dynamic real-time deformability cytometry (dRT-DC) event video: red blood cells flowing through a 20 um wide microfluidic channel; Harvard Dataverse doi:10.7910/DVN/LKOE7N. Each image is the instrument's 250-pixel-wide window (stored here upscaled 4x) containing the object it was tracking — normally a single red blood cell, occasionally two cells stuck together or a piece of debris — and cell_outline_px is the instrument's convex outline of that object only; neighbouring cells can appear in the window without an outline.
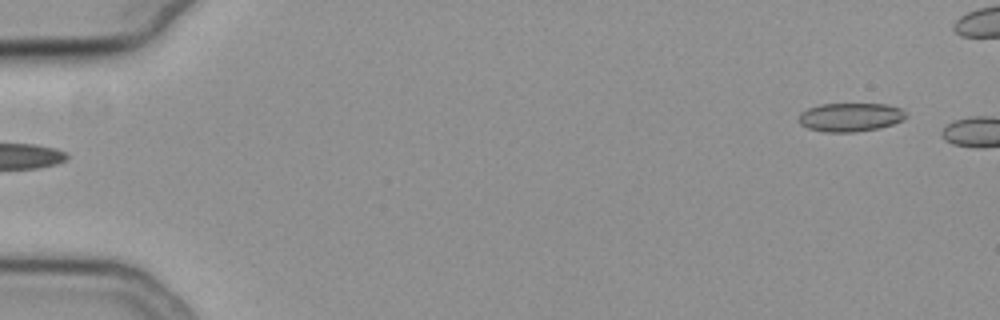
{"species": "common noctule bat (a hibernating species)", "species_latin": "Nyctalus noctula", "temperature_condition": "cold", "stored_images_in_passage": 5, "camera_frame_rate_fps": 3000, "um_per_image_px": 0.085, "animal": {"sex": "female", "body_mass_g": 19.3, "forearm_length_mm": 54.1}, "frame": {"image": 1, "passage_image": 1, "time_ms": 0.0, "image_size_px": [1000, 320], "cell_outline_px": [[908, 116], [904, 120], [880, 128], [852, 132], [824, 132], [808, 128], [800, 124], [800, 112], [808, 108], [820, 104], [888, 104], [900, 108]], "centroid_in_image_um": [72.29, 9.96], "position_along_channel_um": 12.7, "area_um2": 17.92}}